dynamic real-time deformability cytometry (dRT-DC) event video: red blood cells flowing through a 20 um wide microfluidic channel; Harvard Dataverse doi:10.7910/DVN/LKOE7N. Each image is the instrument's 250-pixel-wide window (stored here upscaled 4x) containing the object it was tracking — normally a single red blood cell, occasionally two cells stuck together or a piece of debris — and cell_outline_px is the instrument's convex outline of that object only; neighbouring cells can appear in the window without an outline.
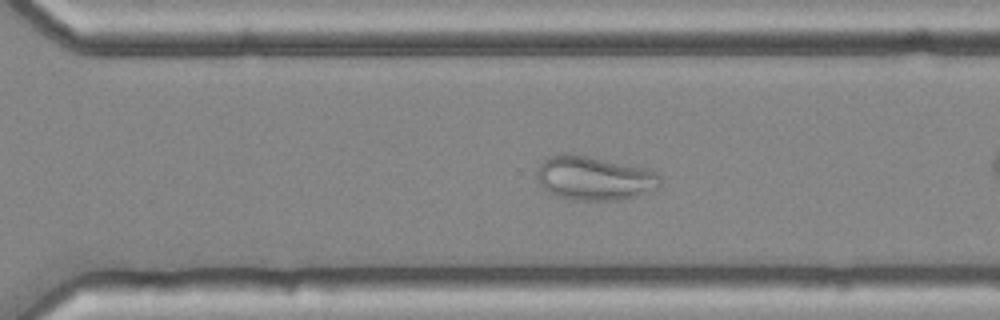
{"species": "common noctule bat (a hibernating species)", "species_latin": "Nyctalus noctula", "temperature_condition": "cold", "stored_images_in_passage": 42, "camera_frame_rate_fps": 3000, "um_per_image_px": 0.085, "animal": {"sex": "female", "body_mass_g": 25.1}, "frame": {"image": 1, "passage_image": 24, "time_ms": 7.667, "image_size_px": [1000, 320], "cell_outline_px": [[660, 184], [656, 188], [648, 192], [620, 200], [572, 200], [556, 196], [544, 188], [536, 180], [536, 172], [540, 164], [548, 156], [556, 152], [568, 152], [640, 168], [656, 172], [660, 176]], "centroid_in_image_um": [50.42, 15.14], "position_along_channel_um": 320.2, "area_um2": 31.44}}
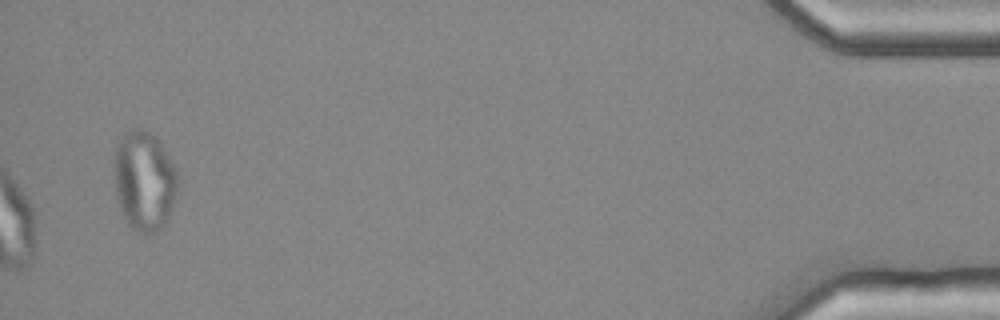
{"frame": {"image": 2, "passage_image": 42, "time_ms": 13.667, "image_size_px": [1000, 320], "cell_outline_px": [[180, 184], [176, 196], [168, 216], [164, 224], [156, 232], [148, 236], [144, 236], [132, 228], [128, 224], [120, 208], [116, 196], [112, 164], [116, 148], [124, 132], [132, 128], [140, 128], [148, 132], [160, 144], [176, 168]], "centroid_in_image_um": [12.25, 15.4], "position_along_channel_um": 423.0, "area_um2": 37.34}}